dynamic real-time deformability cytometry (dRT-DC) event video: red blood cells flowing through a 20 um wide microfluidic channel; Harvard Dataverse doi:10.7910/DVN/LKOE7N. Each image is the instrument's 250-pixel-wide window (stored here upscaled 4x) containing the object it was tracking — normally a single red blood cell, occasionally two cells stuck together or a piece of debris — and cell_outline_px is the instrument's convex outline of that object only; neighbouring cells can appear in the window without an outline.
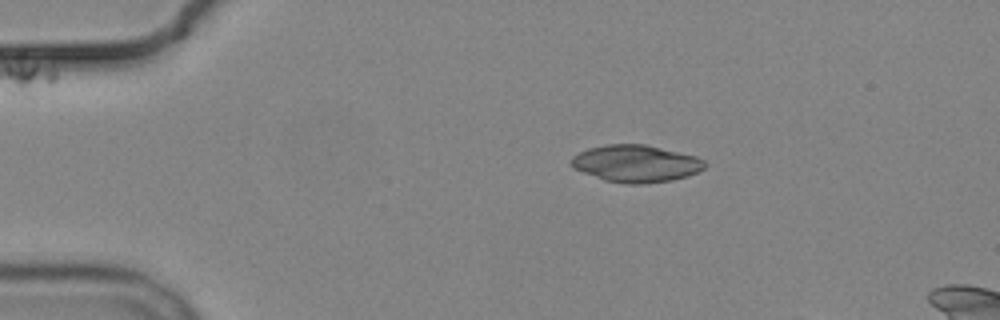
{"species": "common noctule bat (a hibernating species)", "species_latin": "Nyctalus noctula", "temperature_condition": "cold", "stored_images_in_passage": 5, "camera_frame_rate_fps": 3000, "um_per_image_px": 0.085, "animal": {"sex": "male", "body_mass_g": 19.2, "forearm_length_mm": 51.8}, "frame": {"image": 1, "passage_image": 1, "time_ms": 0.0, "image_size_px": [1000, 320], "cell_outline_px": [[708, 164], [704, 168], [688, 176], [672, 180], [644, 184], [624, 184], [604, 180], [572, 168], [572, 156], [588, 148], [608, 144], [644, 144], [696, 156], [704, 160]], "centroid_in_image_um": [54.06, 13.91], "position_along_channel_um": 30.9, "area_um2": 28.9}}